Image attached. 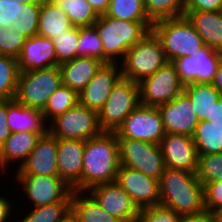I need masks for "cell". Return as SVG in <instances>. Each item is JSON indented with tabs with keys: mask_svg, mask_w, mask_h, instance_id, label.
Returning <instances> with one entry per match:
<instances>
[{
	"mask_svg": "<svg viewBox=\"0 0 222 222\" xmlns=\"http://www.w3.org/2000/svg\"><path fill=\"white\" fill-rule=\"evenodd\" d=\"M98 15H104L109 8L110 0H87Z\"/></svg>",
	"mask_w": 222,
	"mask_h": 222,
	"instance_id": "681fc988",
	"label": "cell"
},
{
	"mask_svg": "<svg viewBox=\"0 0 222 222\" xmlns=\"http://www.w3.org/2000/svg\"><path fill=\"white\" fill-rule=\"evenodd\" d=\"M140 105L138 83L121 77L113 86L105 105L98 112L103 132H116L124 119Z\"/></svg>",
	"mask_w": 222,
	"mask_h": 222,
	"instance_id": "52a82bcc",
	"label": "cell"
},
{
	"mask_svg": "<svg viewBox=\"0 0 222 222\" xmlns=\"http://www.w3.org/2000/svg\"><path fill=\"white\" fill-rule=\"evenodd\" d=\"M8 100H0V146L8 139L11 131L8 126Z\"/></svg>",
	"mask_w": 222,
	"mask_h": 222,
	"instance_id": "f6af8a7d",
	"label": "cell"
},
{
	"mask_svg": "<svg viewBox=\"0 0 222 222\" xmlns=\"http://www.w3.org/2000/svg\"><path fill=\"white\" fill-rule=\"evenodd\" d=\"M61 85L59 66L21 72L14 99L24 106L43 111L51 94Z\"/></svg>",
	"mask_w": 222,
	"mask_h": 222,
	"instance_id": "8992f818",
	"label": "cell"
},
{
	"mask_svg": "<svg viewBox=\"0 0 222 222\" xmlns=\"http://www.w3.org/2000/svg\"><path fill=\"white\" fill-rule=\"evenodd\" d=\"M119 65L120 63L103 64L78 94L79 103L98 113L105 105L113 86L122 77Z\"/></svg>",
	"mask_w": 222,
	"mask_h": 222,
	"instance_id": "2e32d148",
	"label": "cell"
},
{
	"mask_svg": "<svg viewBox=\"0 0 222 222\" xmlns=\"http://www.w3.org/2000/svg\"><path fill=\"white\" fill-rule=\"evenodd\" d=\"M8 126L13 132H33L43 136L49 132L48 122L42 111L24 106L15 99H8Z\"/></svg>",
	"mask_w": 222,
	"mask_h": 222,
	"instance_id": "7402d4cb",
	"label": "cell"
},
{
	"mask_svg": "<svg viewBox=\"0 0 222 222\" xmlns=\"http://www.w3.org/2000/svg\"><path fill=\"white\" fill-rule=\"evenodd\" d=\"M183 92L191 99L199 122L211 115L214 103L221 97L212 83H188Z\"/></svg>",
	"mask_w": 222,
	"mask_h": 222,
	"instance_id": "83f0119b",
	"label": "cell"
},
{
	"mask_svg": "<svg viewBox=\"0 0 222 222\" xmlns=\"http://www.w3.org/2000/svg\"><path fill=\"white\" fill-rule=\"evenodd\" d=\"M71 213L78 222H121L106 212L88 191H72Z\"/></svg>",
	"mask_w": 222,
	"mask_h": 222,
	"instance_id": "4316f807",
	"label": "cell"
},
{
	"mask_svg": "<svg viewBox=\"0 0 222 222\" xmlns=\"http://www.w3.org/2000/svg\"><path fill=\"white\" fill-rule=\"evenodd\" d=\"M27 213L22 220L15 222H60L71 213V202L33 207L30 213L28 211Z\"/></svg>",
	"mask_w": 222,
	"mask_h": 222,
	"instance_id": "e575fe53",
	"label": "cell"
},
{
	"mask_svg": "<svg viewBox=\"0 0 222 222\" xmlns=\"http://www.w3.org/2000/svg\"><path fill=\"white\" fill-rule=\"evenodd\" d=\"M180 215L161 205L139 209L136 222H179Z\"/></svg>",
	"mask_w": 222,
	"mask_h": 222,
	"instance_id": "60d3db41",
	"label": "cell"
},
{
	"mask_svg": "<svg viewBox=\"0 0 222 222\" xmlns=\"http://www.w3.org/2000/svg\"><path fill=\"white\" fill-rule=\"evenodd\" d=\"M41 136L33 132H13L0 146V171L5 173L11 162L20 161L18 168L26 161ZM9 163V164H8Z\"/></svg>",
	"mask_w": 222,
	"mask_h": 222,
	"instance_id": "cb8c5ba5",
	"label": "cell"
},
{
	"mask_svg": "<svg viewBox=\"0 0 222 222\" xmlns=\"http://www.w3.org/2000/svg\"><path fill=\"white\" fill-rule=\"evenodd\" d=\"M78 57H93L103 62V45L94 26L79 27Z\"/></svg>",
	"mask_w": 222,
	"mask_h": 222,
	"instance_id": "74e56055",
	"label": "cell"
},
{
	"mask_svg": "<svg viewBox=\"0 0 222 222\" xmlns=\"http://www.w3.org/2000/svg\"><path fill=\"white\" fill-rule=\"evenodd\" d=\"M179 222H216V218L212 211L204 209L199 213L182 215Z\"/></svg>",
	"mask_w": 222,
	"mask_h": 222,
	"instance_id": "bcb514c9",
	"label": "cell"
},
{
	"mask_svg": "<svg viewBox=\"0 0 222 222\" xmlns=\"http://www.w3.org/2000/svg\"><path fill=\"white\" fill-rule=\"evenodd\" d=\"M27 37L20 31H14L12 27L0 28V54L18 58Z\"/></svg>",
	"mask_w": 222,
	"mask_h": 222,
	"instance_id": "ab89813d",
	"label": "cell"
},
{
	"mask_svg": "<svg viewBox=\"0 0 222 222\" xmlns=\"http://www.w3.org/2000/svg\"><path fill=\"white\" fill-rule=\"evenodd\" d=\"M73 27L68 15L51 0H41L38 35L51 40Z\"/></svg>",
	"mask_w": 222,
	"mask_h": 222,
	"instance_id": "484cf974",
	"label": "cell"
},
{
	"mask_svg": "<svg viewBox=\"0 0 222 222\" xmlns=\"http://www.w3.org/2000/svg\"><path fill=\"white\" fill-rule=\"evenodd\" d=\"M117 138H130L159 145L166 132L158 107L139 105L115 132Z\"/></svg>",
	"mask_w": 222,
	"mask_h": 222,
	"instance_id": "8fae6325",
	"label": "cell"
},
{
	"mask_svg": "<svg viewBox=\"0 0 222 222\" xmlns=\"http://www.w3.org/2000/svg\"><path fill=\"white\" fill-rule=\"evenodd\" d=\"M49 124V132L60 139L86 141L103 132L99 125L98 113L79 102Z\"/></svg>",
	"mask_w": 222,
	"mask_h": 222,
	"instance_id": "ba28073f",
	"label": "cell"
},
{
	"mask_svg": "<svg viewBox=\"0 0 222 222\" xmlns=\"http://www.w3.org/2000/svg\"><path fill=\"white\" fill-rule=\"evenodd\" d=\"M16 175L58 176L57 137L50 132L41 136Z\"/></svg>",
	"mask_w": 222,
	"mask_h": 222,
	"instance_id": "ffe728a7",
	"label": "cell"
},
{
	"mask_svg": "<svg viewBox=\"0 0 222 222\" xmlns=\"http://www.w3.org/2000/svg\"><path fill=\"white\" fill-rule=\"evenodd\" d=\"M17 184L22 185L28 201L33 207L54 204L57 202H71L72 188L58 176L47 175H15Z\"/></svg>",
	"mask_w": 222,
	"mask_h": 222,
	"instance_id": "7c38bea8",
	"label": "cell"
},
{
	"mask_svg": "<svg viewBox=\"0 0 222 222\" xmlns=\"http://www.w3.org/2000/svg\"><path fill=\"white\" fill-rule=\"evenodd\" d=\"M192 138L198 154L222 153V123L200 121Z\"/></svg>",
	"mask_w": 222,
	"mask_h": 222,
	"instance_id": "f1b7e54d",
	"label": "cell"
},
{
	"mask_svg": "<svg viewBox=\"0 0 222 222\" xmlns=\"http://www.w3.org/2000/svg\"><path fill=\"white\" fill-rule=\"evenodd\" d=\"M158 109L166 133L193 136L199 120L191 99L184 92L172 101L159 105Z\"/></svg>",
	"mask_w": 222,
	"mask_h": 222,
	"instance_id": "e0dca14e",
	"label": "cell"
},
{
	"mask_svg": "<svg viewBox=\"0 0 222 222\" xmlns=\"http://www.w3.org/2000/svg\"><path fill=\"white\" fill-rule=\"evenodd\" d=\"M184 2L185 0H144V8L148 19L155 23L183 16Z\"/></svg>",
	"mask_w": 222,
	"mask_h": 222,
	"instance_id": "836d02e7",
	"label": "cell"
},
{
	"mask_svg": "<svg viewBox=\"0 0 222 222\" xmlns=\"http://www.w3.org/2000/svg\"><path fill=\"white\" fill-rule=\"evenodd\" d=\"M104 63L93 57H76L59 65L62 84L78 94L85 88Z\"/></svg>",
	"mask_w": 222,
	"mask_h": 222,
	"instance_id": "603a6c76",
	"label": "cell"
},
{
	"mask_svg": "<svg viewBox=\"0 0 222 222\" xmlns=\"http://www.w3.org/2000/svg\"><path fill=\"white\" fill-rule=\"evenodd\" d=\"M212 84L222 97V57L219 61L217 72L215 73V77Z\"/></svg>",
	"mask_w": 222,
	"mask_h": 222,
	"instance_id": "f907efd6",
	"label": "cell"
},
{
	"mask_svg": "<svg viewBox=\"0 0 222 222\" xmlns=\"http://www.w3.org/2000/svg\"><path fill=\"white\" fill-rule=\"evenodd\" d=\"M78 102V93L62 84L51 94L42 113L49 123L50 120L52 122L59 115L73 108Z\"/></svg>",
	"mask_w": 222,
	"mask_h": 222,
	"instance_id": "4dcf8cb0",
	"label": "cell"
},
{
	"mask_svg": "<svg viewBox=\"0 0 222 222\" xmlns=\"http://www.w3.org/2000/svg\"><path fill=\"white\" fill-rule=\"evenodd\" d=\"M216 218V222H222V210L213 212Z\"/></svg>",
	"mask_w": 222,
	"mask_h": 222,
	"instance_id": "f5cc1de1",
	"label": "cell"
},
{
	"mask_svg": "<svg viewBox=\"0 0 222 222\" xmlns=\"http://www.w3.org/2000/svg\"><path fill=\"white\" fill-rule=\"evenodd\" d=\"M10 199L0 196V222H9V217H11L12 206Z\"/></svg>",
	"mask_w": 222,
	"mask_h": 222,
	"instance_id": "7dc6e473",
	"label": "cell"
},
{
	"mask_svg": "<svg viewBox=\"0 0 222 222\" xmlns=\"http://www.w3.org/2000/svg\"><path fill=\"white\" fill-rule=\"evenodd\" d=\"M40 5L41 3H22V12L10 27L14 31L22 32L27 38L38 35Z\"/></svg>",
	"mask_w": 222,
	"mask_h": 222,
	"instance_id": "f35d334b",
	"label": "cell"
},
{
	"mask_svg": "<svg viewBox=\"0 0 222 222\" xmlns=\"http://www.w3.org/2000/svg\"><path fill=\"white\" fill-rule=\"evenodd\" d=\"M138 86L140 105L152 107L172 101L184 90V84L172 62H167L153 75L142 79Z\"/></svg>",
	"mask_w": 222,
	"mask_h": 222,
	"instance_id": "30bf717a",
	"label": "cell"
},
{
	"mask_svg": "<svg viewBox=\"0 0 222 222\" xmlns=\"http://www.w3.org/2000/svg\"><path fill=\"white\" fill-rule=\"evenodd\" d=\"M69 17L74 27L92 26L99 15L87 0H51Z\"/></svg>",
	"mask_w": 222,
	"mask_h": 222,
	"instance_id": "f546056e",
	"label": "cell"
},
{
	"mask_svg": "<svg viewBox=\"0 0 222 222\" xmlns=\"http://www.w3.org/2000/svg\"><path fill=\"white\" fill-rule=\"evenodd\" d=\"M196 177L203 184L222 180V153L198 154Z\"/></svg>",
	"mask_w": 222,
	"mask_h": 222,
	"instance_id": "8d00e7d4",
	"label": "cell"
},
{
	"mask_svg": "<svg viewBox=\"0 0 222 222\" xmlns=\"http://www.w3.org/2000/svg\"><path fill=\"white\" fill-rule=\"evenodd\" d=\"M84 146V140L57 138L58 177L76 191H81Z\"/></svg>",
	"mask_w": 222,
	"mask_h": 222,
	"instance_id": "d6986e66",
	"label": "cell"
},
{
	"mask_svg": "<svg viewBox=\"0 0 222 222\" xmlns=\"http://www.w3.org/2000/svg\"><path fill=\"white\" fill-rule=\"evenodd\" d=\"M88 193L111 216L121 222H136L139 209L117 181L96 185Z\"/></svg>",
	"mask_w": 222,
	"mask_h": 222,
	"instance_id": "9a60e30c",
	"label": "cell"
},
{
	"mask_svg": "<svg viewBox=\"0 0 222 222\" xmlns=\"http://www.w3.org/2000/svg\"><path fill=\"white\" fill-rule=\"evenodd\" d=\"M22 12L21 3L17 0H0V28L10 27Z\"/></svg>",
	"mask_w": 222,
	"mask_h": 222,
	"instance_id": "7bdbcfd3",
	"label": "cell"
},
{
	"mask_svg": "<svg viewBox=\"0 0 222 222\" xmlns=\"http://www.w3.org/2000/svg\"><path fill=\"white\" fill-rule=\"evenodd\" d=\"M60 222H78V220L75 218V216L72 213H70L68 216H66Z\"/></svg>",
	"mask_w": 222,
	"mask_h": 222,
	"instance_id": "816d5d0a",
	"label": "cell"
},
{
	"mask_svg": "<svg viewBox=\"0 0 222 222\" xmlns=\"http://www.w3.org/2000/svg\"><path fill=\"white\" fill-rule=\"evenodd\" d=\"M19 1L21 4H27V3H41V0H17Z\"/></svg>",
	"mask_w": 222,
	"mask_h": 222,
	"instance_id": "db71d44e",
	"label": "cell"
},
{
	"mask_svg": "<svg viewBox=\"0 0 222 222\" xmlns=\"http://www.w3.org/2000/svg\"><path fill=\"white\" fill-rule=\"evenodd\" d=\"M162 43L151 30L125 54L121 63L122 77L139 83L167 63Z\"/></svg>",
	"mask_w": 222,
	"mask_h": 222,
	"instance_id": "5b68a950",
	"label": "cell"
},
{
	"mask_svg": "<svg viewBox=\"0 0 222 222\" xmlns=\"http://www.w3.org/2000/svg\"><path fill=\"white\" fill-rule=\"evenodd\" d=\"M205 209L212 212L222 210V180H215L204 185Z\"/></svg>",
	"mask_w": 222,
	"mask_h": 222,
	"instance_id": "b9f144b4",
	"label": "cell"
},
{
	"mask_svg": "<svg viewBox=\"0 0 222 222\" xmlns=\"http://www.w3.org/2000/svg\"><path fill=\"white\" fill-rule=\"evenodd\" d=\"M120 167L119 141L115 132H102L85 141L81 191L114 182Z\"/></svg>",
	"mask_w": 222,
	"mask_h": 222,
	"instance_id": "6da1fadb",
	"label": "cell"
},
{
	"mask_svg": "<svg viewBox=\"0 0 222 222\" xmlns=\"http://www.w3.org/2000/svg\"><path fill=\"white\" fill-rule=\"evenodd\" d=\"M118 141L120 165L160 180L166 168L160 145L130 138H118Z\"/></svg>",
	"mask_w": 222,
	"mask_h": 222,
	"instance_id": "9c48e42d",
	"label": "cell"
},
{
	"mask_svg": "<svg viewBox=\"0 0 222 222\" xmlns=\"http://www.w3.org/2000/svg\"><path fill=\"white\" fill-rule=\"evenodd\" d=\"M184 15L202 37L204 45L222 52V11L184 12Z\"/></svg>",
	"mask_w": 222,
	"mask_h": 222,
	"instance_id": "d4e9b609",
	"label": "cell"
},
{
	"mask_svg": "<svg viewBox=\"0 0 222 222\" xmlns=\"http://www.w3.org/2000/svg\"><path fill=\"white\" fill-rule=\"evenodd\" d=\"M151 30L160 39L168 62L195 55L204 46L202 37L185 15L157 21Z\"/></svg>",
	"mask_w": 222,
	"mask_h": 222,
	"instance_id": "277c9868",
	"label": "cell"
},
{
	"mask_svg": "<svg viewBox=\"0 0 222 222\" xmlns=\"http://www.w3.org/2000/svg\"><path fill=\"white\" fill-rule=\"evenodd\" d=\"M19 75L17 59L0 54V100L15 98Z\"/></svg>",
	"mask_w": 222,
	"mask_h": 222,
	"instance_id": "d6a6232c",
	"label": "cell"
},
{
	"mask_svg": "<svg viewBox=\"0 0 222 222\" xmlns=\"http://www.w3.org/2000/svg\"><path fill=\"white\" fill-rule=\"evenodd\" d=\"M206 120L211 123H222V97L214 103L212 113Z\"/></svg>",
	"mask_w": 222,
	"mask_h": 222,
	"instance_id": "c3c4849f",
	"label": "cell"
},
{
	"mask_svg": "<svg viewBox=\"0 0 222 222\" xmlns=\"http://www.w3.org/2000/svg\"><path fill=\"white\" fill-rule=\"evenodd\" d=\"M152 25V22H133L99 15L93 26L102 41L103 63H120L126 52L151 31Z\"/></svg>",
	"mask_w": 222,
	"mask_h": 222,
	"instance_id": "3957f363",
	"label": "cell"
},
{
	"mask_svg": "<svg viewBox=\"0 0 222 222\" xmlns=\"http://www.w3.org/2000/svg\"><path fill=\"white\" fill-rule=\"evenodd\" d=\"M52 41L59 65L78 57L79 27L73 26Z\"/></svg>",
	"mask_w": 222,
	"mask_h": 222,
	"instance_id": "d590c367",
	"label": "cell"
},
{
	"mask_svg": "<svg viewBox=\"0 0 222 222\" xmlns=\"http://www.w3.org/2000/svg\"><path fill=\"white\" fill-rule=\"evenodd\" d=\"M116 181L129 194L138 209L159 205V180L120 165Z\"/></svg>",
	"mask_w": 222,
	"mask_h": 222,
	"instance_id": "5bb4252c",
	"label": "cell"
},
{
	"mask_svg": "<svg viewBox=\"0 0 222 222\" xmlns=\"http://www.w3.org/2000/svg\"><path fill=\"white\" fill-rule=\"evenodd\" d=\"M159 186V205L172 209L180 216L199 213L205 209L204 186L195 173L165 168Z\"/></svg>",
	"mask_w": 222,
	"mask_h": 222,
	"instance_id": "7a4b0ae2",
	"label": "cell"
},
{
	"mask_svg": "<svg viewBox=\"0 0 222 222\" xmlns=\"http://www.w3.org/2000/svg\"><path fill=\"white\" fill-rule=\"evenodd\" d=\"M105 15L133 22H151L145 12L144 0H110Z\"/></svg>",
	"mask_w": 222,
	"mask_h": 222,
	"instance_id": "1f68e13d",
	"label": "cell"
},
{
	"mask_svg": "<svg viewBox=\"0 0 222 222\" xmlns=\"http://www.w3.org/2000/svg\"><path fill=\"white\" fill-rule=\"evenodd\" d=\"M159 145L166 168L196 172L198 153L191 136L166 133Z\"/></svg>",
	"mask_w": 222,
	"mask_h": 222,
	"instance_id": "ac0fdd59",
	"label": "cell"
},
{
	"mask_svg": "<svg viewBox=\"0 0 222 222\" xmlns=\"http://www.w3.org/2000/svg\"><path fill=\"white\" fill-rule=\"evenodd\" d=\"M222 52L204 45L195 55L177 58L172 63L176 67L180 81L188 83H213Z\"/></svg>",
	"mask_w": 222,
	"mask_h": 222,
	"instance_id": "4fadbf2b",
	"label": "cell"
},
{
	"mask_svg": "<svg viewBox=\"0 0 222 222\" xmlns=\"http://www.w3.org/2000/svg\"><path fill=\"white\" fill-rule=\"evenodd\" d=\"M17 63L20 73L59 66L53 41L39 35L28 38Z\"/></svg>",
	"mask_w": 222,
	"mask_h": 222,
	"instance_id": "44dd1931",
	"label": "cell"
},
{
	"mask_svg": "<svg viewBox=\"0 0 222 222\" xmlns=\"http://www.w3.org/2000/svg\"><path fill=\"white\" fill-rule=\"evenodd\" d=\"M222 11V0H185L184 12Z\"/></svg>",
	"mask_w": 222,
	"mask_h": 222,
	"instance_id": "ee69618b",
	"label": "cell"
}]
</instances>
